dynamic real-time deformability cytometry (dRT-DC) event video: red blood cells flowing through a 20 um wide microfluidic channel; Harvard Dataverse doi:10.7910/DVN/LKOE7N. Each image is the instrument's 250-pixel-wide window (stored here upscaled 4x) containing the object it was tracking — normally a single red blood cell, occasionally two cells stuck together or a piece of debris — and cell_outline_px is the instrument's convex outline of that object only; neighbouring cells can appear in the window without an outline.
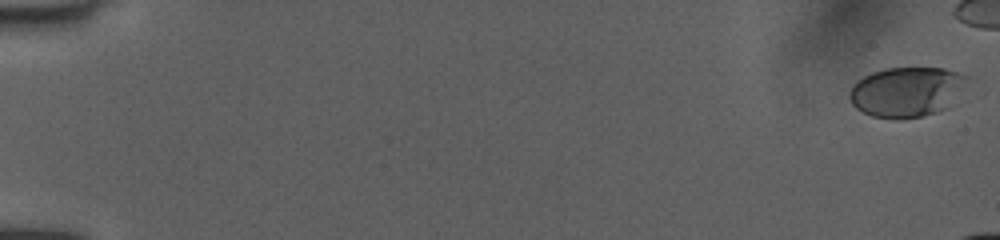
{"species": "human", "species_latin": "Homo sapiens", "temperature_condition": "room temperature", "stored_images_in_passage": 48, "camera_frame_rate_fps": 3000, "um_per_image_px": 0.085, "donor": {"sex": "female"}, "frame": {"image": 1, "passage_image": 1, "time_ms": 0.0, "image_size_px": [1000, 240], "cell_outline_px": [[968, 80], [948, 108], [924, 116], [900, 120], [896, 120], [872, 116], [856, 108], [852, 104], [848, 96], [848, 92], [852, 84], [856, 80], [872, 72], [884, 68], [944, 68], [968, 76]], "centroid_in_image_um": [77.02, 7.82], "position_along_channel_um": 8.0, "area_um2": 34.56}}
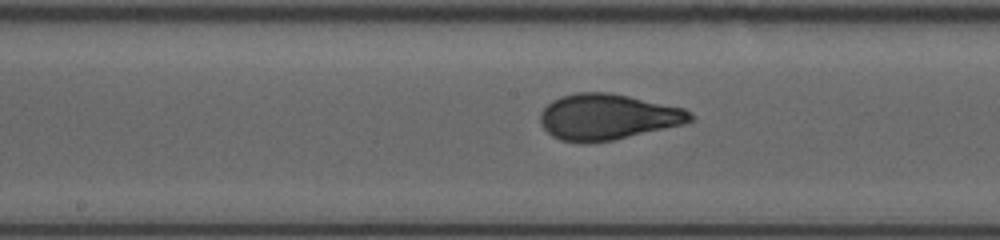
{"frame": {"image": 2, "passage_image": 29, "time_ms": 9.333, "image_size_px": [1000, 240], "cell_outline_px": [[692, 120], [684, 124], [612, 140], [584, 144], [560, 140], [552, 136], [544, 128], [540, 120], [540, 112], [552, 100], [560, 96], [576, 92], [612, 92], [684, 108], [692, 116]], "centroid_in_image_um": [51.61, 9.93], "position_along_channel_um": 196.6, "area_um2": 40.11}}
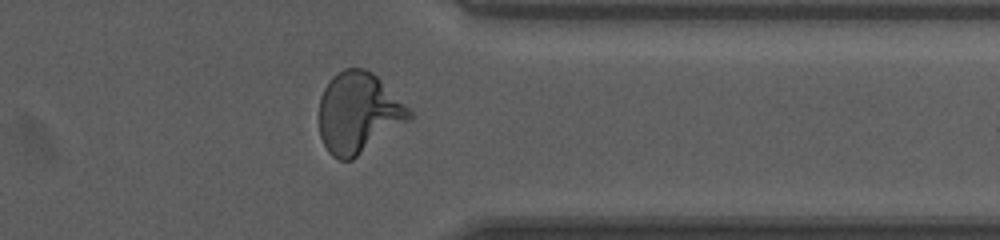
{"frame": {"image": 3, "passage_image": 43, "time_ms": 14.0, "image_size_px": [1000, 240], "cell_outline_px": [[412, 116], [408, 120], [352, 160], [340, 160], [332, 156], [328, 152], [320, 136], [320, 96], [328, 80], [336, 72], [344, 68], [364, 68], [372, 72], [412, 112]], "centroid_in_image_um": [30.41, 9.58], "position_along_channel_um": 381.0, "area_um2": 41.85}}